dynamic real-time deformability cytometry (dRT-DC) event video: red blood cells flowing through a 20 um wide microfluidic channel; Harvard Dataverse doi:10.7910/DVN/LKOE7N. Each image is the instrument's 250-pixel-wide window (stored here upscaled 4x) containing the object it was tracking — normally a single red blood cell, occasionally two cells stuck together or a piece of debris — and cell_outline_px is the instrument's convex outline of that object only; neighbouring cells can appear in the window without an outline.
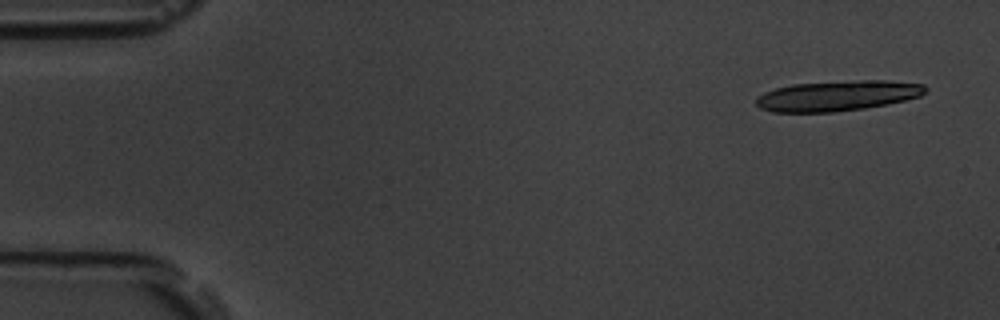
{"species": "common noctule bat (a hibernating species)", "species_latin": "Nyctalus noctula", "temperature_condition": "room temperature", "stored_images_in_passage": 5, "camera_frame_rate_fps": 3000, "um_per_image_px": 0.085, "animal": {"sex": "male", "body_mass_g": 19.5, "forearm_length_mm": 54.6}, "frame": {"image": 1, "passage_image": 1, "time_ms": 0.0, "image_size_px": [1000, 320], "cell_outline_px": [[928, 88], [920, 96], [904, 100], [864, 108], [832, 112], [772, 112], [760, 108], [756, 104], [756, 96], [764, 92], [776, 88], [792, 84], [860, 80], [888, 80], [924, 84]], "centroid_in_image_um": [71.16, 8.13], "position_along_channel_um": 13.8, "area_um2": 29.82}}